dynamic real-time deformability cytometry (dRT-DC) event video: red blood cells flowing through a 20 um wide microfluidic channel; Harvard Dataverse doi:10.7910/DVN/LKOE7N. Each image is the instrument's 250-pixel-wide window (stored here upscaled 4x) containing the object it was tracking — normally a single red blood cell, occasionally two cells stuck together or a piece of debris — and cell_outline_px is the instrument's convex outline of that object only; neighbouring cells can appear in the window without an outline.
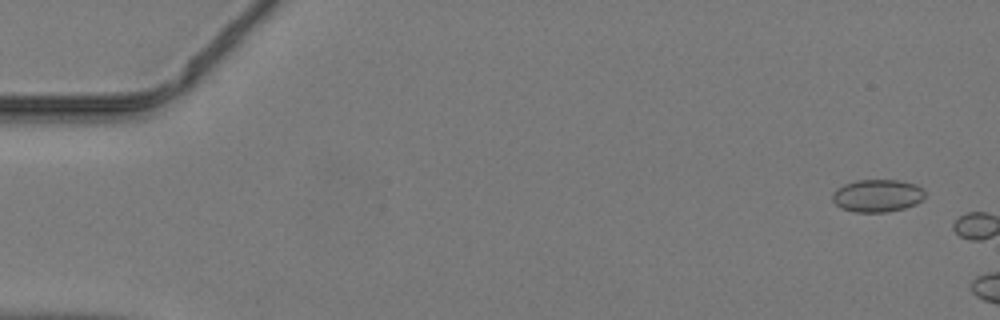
{"species": "common noctule bat (a hibernating species)", "species_latin": "Nyctalus noctula", "temperature_condition": "warm", "stored_images_in_passage": 4, "camera_frame_rate_fps": 3000, "um_per_image_px": 0.085, "animal": {"sex": "male", "body_mass_g": 19.2, "forearm_length_mm": 51.8}, "frame": {"image": 1, "passage_image": 3, "time_ms": 0.667, "image_size_px": [1000, 320], "cell_outline_px": [[924, 196], [916, 204], [904, 208], [884, 212], [852, 212], [840, 208], [832, 200], [832, 192], [836, 188], [844, 184], [856, 180], [900, 180], [916, 184], [924, 192]], "centroid_in_image_um": [74.52, 16.63], "position_along_channel_um": 10.5, "area_um2": 17.63}}